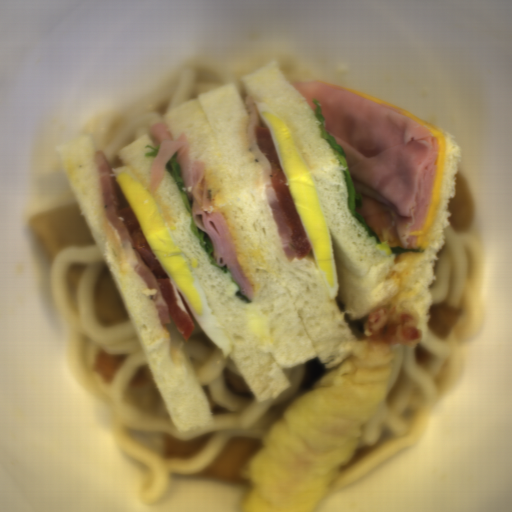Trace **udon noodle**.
Returning <instances> with one entry per match:
<instances>
[{
    "label": "udon noodle",
    "mask_w": 512,
    "mask_h": 512,
    "mask_svg": "<svg viewBox=\"0 0 512 512\" xmlns=\"http://www.w3.org/2000/svg\"><path fill=\"white\" fill-rule=\"evenodd\" d=\"M447 220L438 260L433 263L435 280L428 291L430 306L445 303L456 309L457 323L447 338L439 337L426 323L424 338L394 352L385 389L350 461L327 492L350 486L412 448L432 405L460 374L465 339L480 329V281L485 259L471 230L457 232Z\"/></svg>",
    "instance_id": "2"
},
{
    "label": "udon noodle",
    "mask_w": 512,
    "mask_h": 512,
    "mask_svg": "<svg viewBox=\"0 0 512 512\" xmlns=\"http://www.w3.org/2000/svg\"><path fill=\"white\" fill-rule=\"evenodd\" d=\"M334 300L336 301L339 313L342 315L343 320H345L347 322L352 334L354 335L356 333H359L360 330L365 325L372 310L360 318L350 319L349 314L345 313V310H346L345 303L341 302L337 296L335 297Z\"/></svg>",
    "instance_id": "4"
},
{
    "label": "udon noodle",
    "mask_w": 512,
    "mask_h": 512,
    "mask_svg": "<svg viewBox=\"0 0 512 512\" xmlns=\"http://www.w3.org/2000/svg\"><path fill=\"white\" fill-rule=\"evenodd\" d=\"M251 73L227 75L214 69L186 68L171 85L159 89L135 107L108 115L91 136L95 152L102 151L111 171L125 167L119 150L145 134L155 142L150 126L164 123V115L169 111L230 84L236 86L245 105L248 95L242 78Z\"/></svg>",
    "instance_id": "3"
},
{
    "label": "udon noodle",
    "mask_w": 512,
    "mask_h": 512,
    "mask_svg": "<svg viewBox=\"0 0 512 512\" xmlns=\"http://www.w3.org/2000/svg\"><path fill=\"white\" fill-rule=\"evenodd\" d=\"M106 262L98 242L70 244L52 259L50 290L67 327V359L76 381L105 404L112 438L145 470L140 496L144 505L163 498L175 475L205 471L232 438L263 440L335 359L324 363L317 355L285 367L291 386L259 402L234 359L224 357L192 312L194 330L186 342L169 315L170 323H160L184 353L211 416L209 423L181 431L130 315L108 322L97 313V285ZM208 434L201 450L190 457H166L167 435L190 441Z\"/></svg>",
    "instance_id": "1"
}]
</instances>
